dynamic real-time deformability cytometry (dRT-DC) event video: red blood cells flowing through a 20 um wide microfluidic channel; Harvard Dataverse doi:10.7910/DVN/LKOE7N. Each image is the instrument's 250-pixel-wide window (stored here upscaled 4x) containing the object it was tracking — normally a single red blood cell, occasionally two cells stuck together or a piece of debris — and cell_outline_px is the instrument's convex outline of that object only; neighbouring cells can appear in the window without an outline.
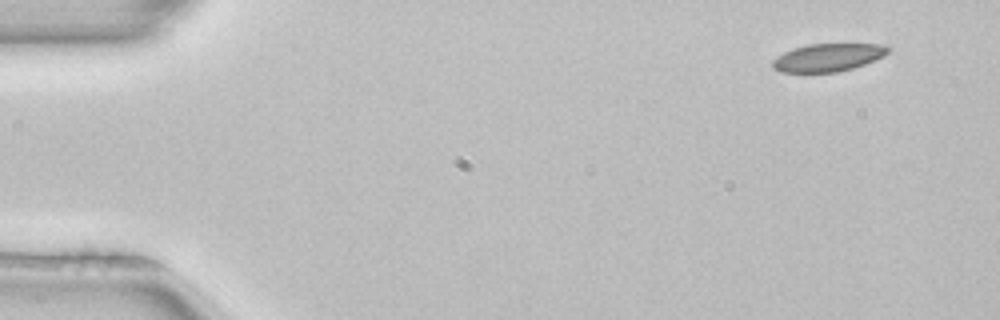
{"species": "common noctule bat (a hibernating species)", "species_latin": "Nyctalus noctula", "temperature_condition": "room temperature", "stored_images_in_passage": 3, "camera_frame_rate_fps": 3000, "um_per_image_px": 0.085, "animal": {"sex": "female", "body_mass_g": 22.7, "forearm_length_mm": 54.2}, "frame": {"image": 1, "passage_image": 1, "time_ms": 0.0, "image_size_px": [1000, 320], "cell_outline_px": [[892, 48], [884, 56], [864, 64], [852, 68], [836, 72], [780, 72], [772, 68], [772, 60], [784, 52], [792, 48], [808, 44], [888, 44]], "centroid_in_image_um": [70.39, 4.87], "position_along_channel_um": 14.6, "area_um2": 18.84}}
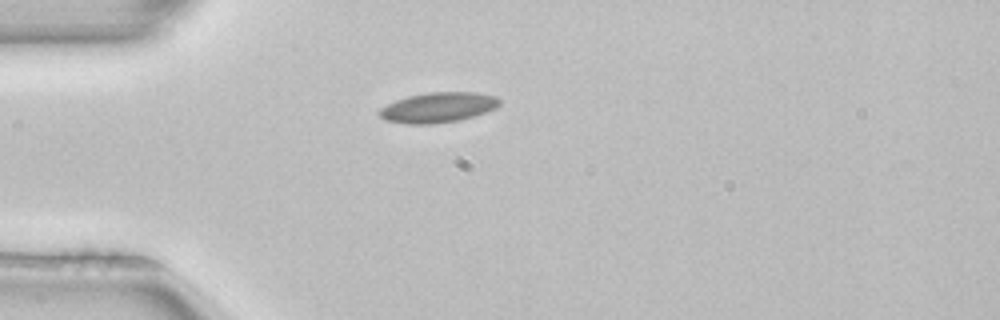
{"frame": {"image": 2, "passage_image": 3, "time_ms": 0.667, "image_size_px": [1000, 320], "cell_outline_px": [[500, 104], [496, 108], [460, 120], [432, 124], [408, 124], [384, 120], [376, 112], [380, 108], [396, 100], [408, 96], [428, 92], [476, 92], [496, 96], [500, 100]], "centroid_in_image_um": [37.21, 9.13], "position_along_channel_um": 47.8, "area_um2": 21.15}}